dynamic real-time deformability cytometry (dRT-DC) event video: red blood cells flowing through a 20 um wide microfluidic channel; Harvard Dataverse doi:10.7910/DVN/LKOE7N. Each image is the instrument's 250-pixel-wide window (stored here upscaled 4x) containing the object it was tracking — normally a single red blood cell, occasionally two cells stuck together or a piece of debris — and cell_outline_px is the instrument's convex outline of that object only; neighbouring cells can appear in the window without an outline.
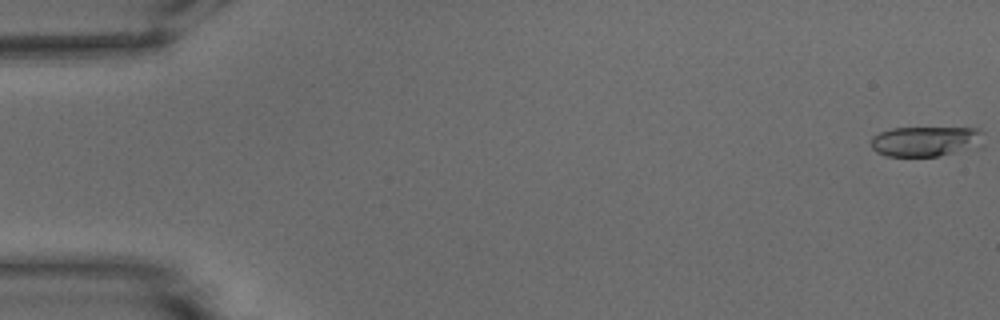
{"species": "common noctule bat (a hibernating species)", "species_latin": "Nyctalus noctula", "temperature_condition": "warm", "stored_images_in_passage": 16, "camera_frame_rate_fps": 3000, "um_per_image_px": 0.085, "animal": {"sex": "male", "body_mass_g": 15.6}, "frame": {"image": 1, "passage_image": 1, "time_ms": 0.0, "image_size_px": [1000, 320], "cell_outline_px": [[984, 144], [980, 148], [940, 156], [884, 156], [876, 152], [872, 148], [872, 136], [880, 132], [892, 128], [976, 128], [984, 132]], "centroid_in_image_um": [78.77, 12.02], "position_along_channel_um": 6.2, "area_um2": 20.29}}
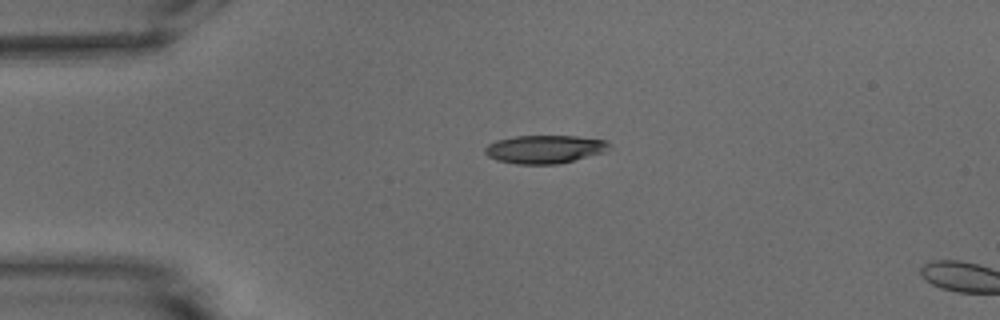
{"frame": {"image": 2, "passage_image": 13, "time_ms": 4.0, "image_size_px": [1000, 320], "cell_outline_px": [[608, 144], [604, 152], [556, 164], [516, 164], [496, 160], [488, 156], [484, 152], [484, 148], [488, 144], [496, 140], [516, 136], [576, 136], [608, 140]], "centroid_in_image_um": [46.24, 12.68], "position_along_channel_um": 38.8, "area_um2": 20.23}}